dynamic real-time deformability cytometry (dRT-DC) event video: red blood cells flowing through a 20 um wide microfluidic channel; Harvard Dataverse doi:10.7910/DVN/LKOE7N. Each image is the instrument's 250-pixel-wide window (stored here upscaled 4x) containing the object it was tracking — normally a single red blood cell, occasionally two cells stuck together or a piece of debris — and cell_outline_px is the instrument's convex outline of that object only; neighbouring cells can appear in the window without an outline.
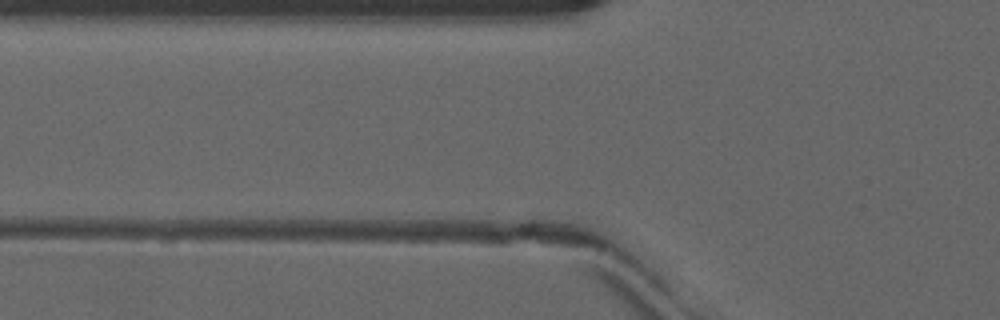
{"species": "common noctule bat (a hibernating species)", "species_latin": "Nyctalus noctula", "temperature_condition": "warm", "stored_images_in_passage": 3, "camera_frame_rate_fps": 3000, "um_per_image_px": 0.085, "animal": {"sex": "male", "forearm_length_mm": 52.5}, "frame": {"image": 1, "passage_image": 2, "time_ms": 0.333, "image_size_px": [1000, 320], "cell_outline_px": [[556, 56], [552, 64], [312, 76], [292, 60], [292, 56], [348, 52], [532, 52]], "centroid_in_image_um": [35.09, 5.23], "position_along_channel_um": 90.7, "area_um2": 32.6}}